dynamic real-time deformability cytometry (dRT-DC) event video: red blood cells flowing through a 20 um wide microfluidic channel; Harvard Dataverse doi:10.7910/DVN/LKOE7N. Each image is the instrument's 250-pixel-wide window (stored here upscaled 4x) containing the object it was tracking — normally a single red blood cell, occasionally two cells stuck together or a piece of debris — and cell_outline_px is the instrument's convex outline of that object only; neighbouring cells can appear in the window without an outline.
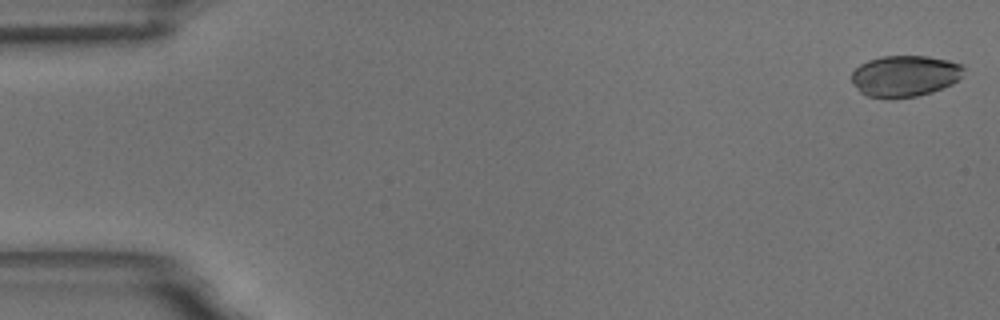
{"species": "common noctule bat (a hibernating species)", "species_latin": "Nyctalus noctula", "temperature_condition": "room temperature", "stored_images_in_passage": 58, "camera_frame_rate_fps": 3000, "um_per_image_px": 0.085, "animal": {"sex": "male", "body_mass_g": 18.8}, "frame": {"image": 1, "passage_image": 1, "time_ms": 0.0, "image_size_px": [1000, 320], "cell_outline_px": [[964, 76], [960, 80], [952, 84], [932, 92], [916, 96], [868, 96], [860, 92], [856, 88], [852, 80], [852, 72], [860, 64], [868, 60], [880, 56], [928, 56], [948, 60], [964, 64]], "centroid_in_image_um": [76.97, 6.42], "position_along_channel_um": 8.0, "area_um2": 26.82}}
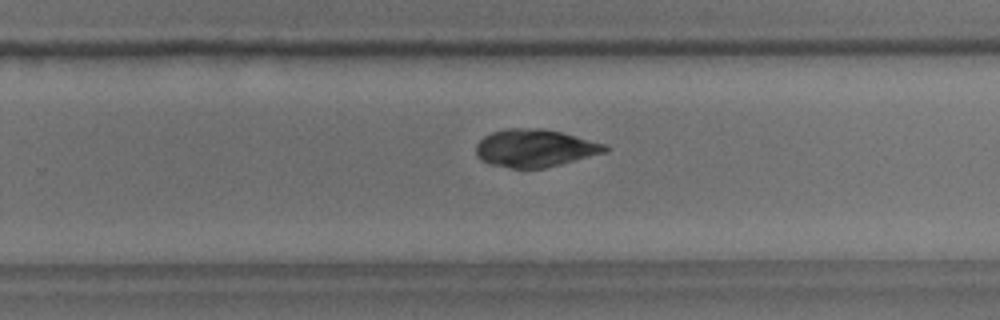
{"frame": {"image": 2, "passage_image": 37, "time_ms": 12.0, "image_size_px": [1000, 320], "cell_outline_px": [[608, 152], [544, 168], [512, 168], [488, 164], [480, 160], [476, 156], [476, 144], [484, 136], [492, 132], [508, 128], [544, 128], [560, 132], [604, 144], [608, 148]], "centroid_in_image_um": [45.42, 12.59], "position_along_channel_um": 284.4, "area_um2": 28.26}}
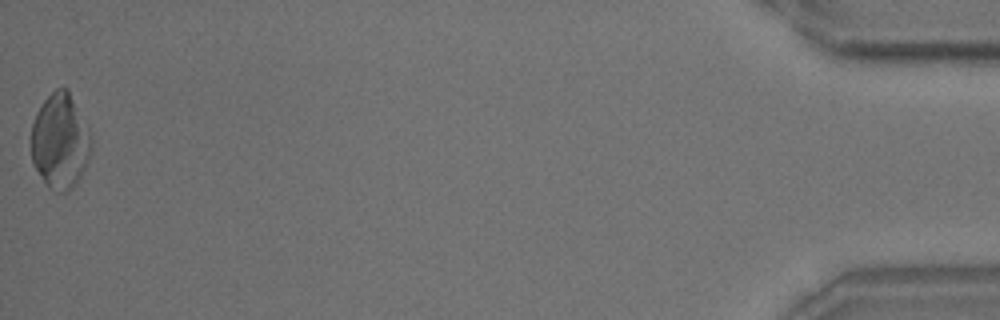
{"frame": {"image": 3, "passage_image": 58, "time_ms": 19.0, "image_size_px": [1000, 320], "cell_outline_px": [[92, 148], [88, 160], [76, 184], [72, 188], [64, 192], [56, 192], [48, 188], [32, 164], [32, 124], [36, 112], [44, 100], [56, 88], [68, 88], [88, 128], [92, 140]], "centroid_in_image_um": [5.11, 12.02], "position_along_channel_um": 430.1, "area_um2": 33.35}, "authors_computed_cell_mechanics": {"area_um2": 28.322, "velocity_mm_per_s": 3.4538, "shape_relaxation_time_tau1_ms": 5.8272, "shape_relaxation_time_tau2_ms": 2.4916, "deformation_change_tau1": 0.1438, "deformation_change_tau2": 0.0661}}